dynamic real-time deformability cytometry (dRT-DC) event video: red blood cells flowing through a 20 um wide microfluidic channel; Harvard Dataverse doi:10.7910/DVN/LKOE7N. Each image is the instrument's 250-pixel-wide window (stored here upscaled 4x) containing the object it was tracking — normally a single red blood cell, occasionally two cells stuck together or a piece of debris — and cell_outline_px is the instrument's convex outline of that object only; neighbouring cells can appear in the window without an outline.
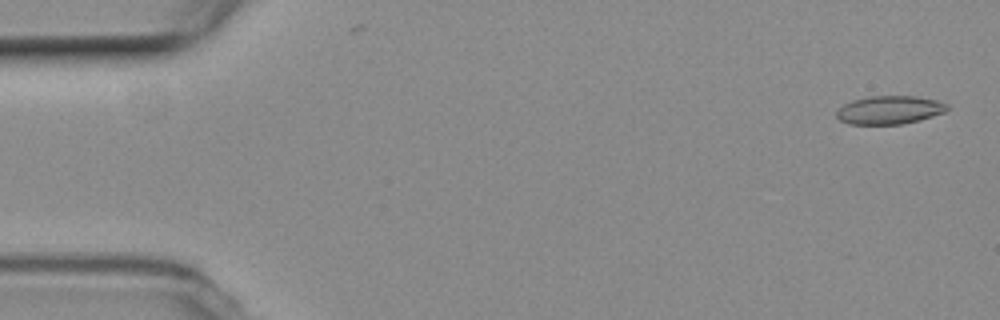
{"species": "common noctule bat (a hibernating species)", "species_latin": "Nyctalus noctula", "temperature_condition": "room temperature", "stored_images_in_passage": 13, "camera_frame_rate_fps": 3000, "um_per_image_px": 0.085, "animal": {"sex": "female", "body_mass_g": 19.3, "forearm_length_mm": 54.1}, "frame": {"image": 1, "passage_image": 2, "time_ms": 0.333, "image_size_px": [1000, 320], "cell_outline_px": [[948, 108], [944, 112], [920, 120], [904, 124], [848, 124], [840, 120], [836, 116], [836, 112], [844, 104], [852, 100], [868, 96], [916, 96], [936, 100], [948, 104]], "centroid_in_image_um": [75.6, 9.34], "position_along_channel_um": 9.4, "area_um2": 18.26}}
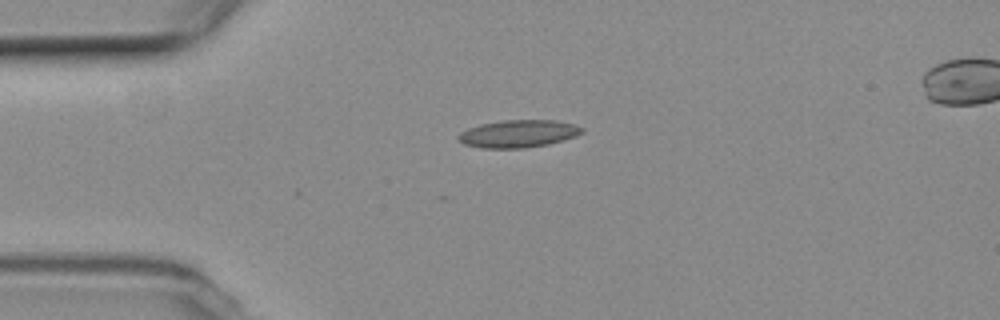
{"frame": {"image": 2, "passage_image": 13, "time_ms": 4.0, "image_size_px": [1000, 320], "cell_outline_px": [[584, 132], [576, 136], [548, 144], [524, 148], [480, 148], [464, 144], [456, 136], [460, 132], [468, 128], [480, 124], [504, 120], [552, 120], [572, 124], [584, 128]], "centroid_in_image_um": [44.04, 11.37], "position_along_channel_um": 41.0, "area_um2": 19.77}}